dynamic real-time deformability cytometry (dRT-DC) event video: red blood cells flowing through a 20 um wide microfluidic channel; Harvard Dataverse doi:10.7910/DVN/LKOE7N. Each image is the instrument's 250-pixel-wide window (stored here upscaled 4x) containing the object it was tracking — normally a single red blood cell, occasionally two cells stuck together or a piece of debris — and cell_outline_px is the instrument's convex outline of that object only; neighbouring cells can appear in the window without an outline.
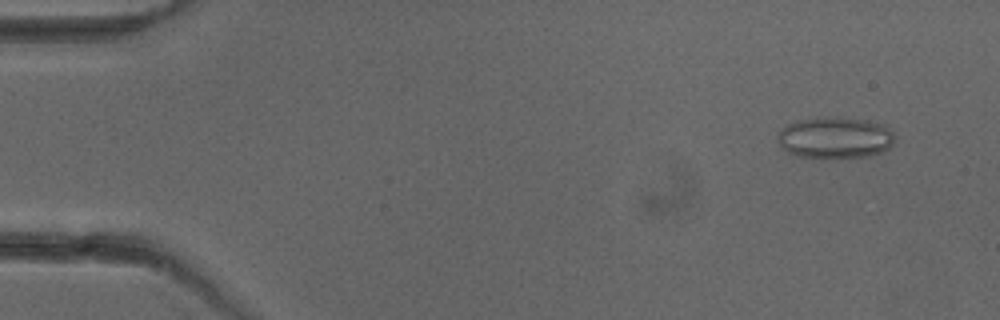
{"species": "common noctule bat (a hibernating species)", "species_latin": "Nyctalus noctula", "temperature_condition": "cold", "stored_images_in_passage": 30, "camera_frame_rate_fps": 3000, "um_per_image_px": 0.085, "animal": {"sex": "female"}, "frame": {"image": 1, "passage_image": 4, "time_ms": 1.0, "image_size_px": [1000, 320], "cell_outline_px": [[896, 136], [892, 144], [884, 152], [868, 156], [796, 156], [788, 152], [780, 144], [780, 128], [796, 120], [864, 120], [884, 124]], "centroid_in_image_um": [71.04, 11.73], "position_along_channel_um": 14.0, "area_um2": 26.82}}
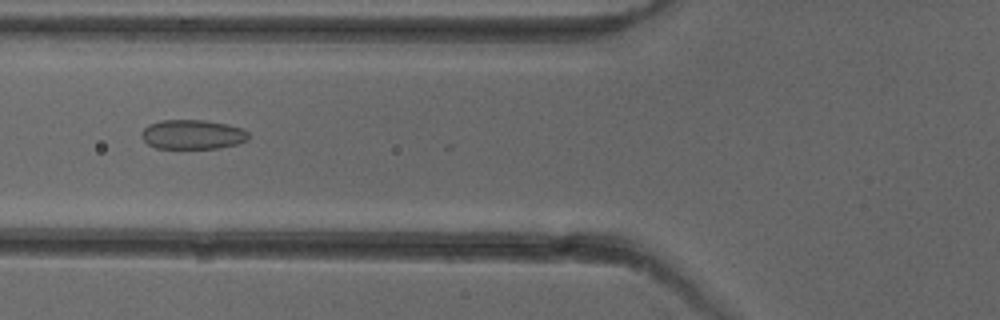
{"frame": {"image": 2, "passage_image": 20, "time_ms": 6.333, "image_size_px": [1000, 320], "cell_outline_px": [[248, 140], [236, 144], [216, 148], [156, 148], [148, 144], [140, 136], [140, 132], [148, 124], [164, 120], [204, 120], [228, 124], [244, 128], [248, 132]], "centroid_in_image_um": [16.36, 11.42], "position_along_channel_um": 109.4, "area_um2": 18.44}}
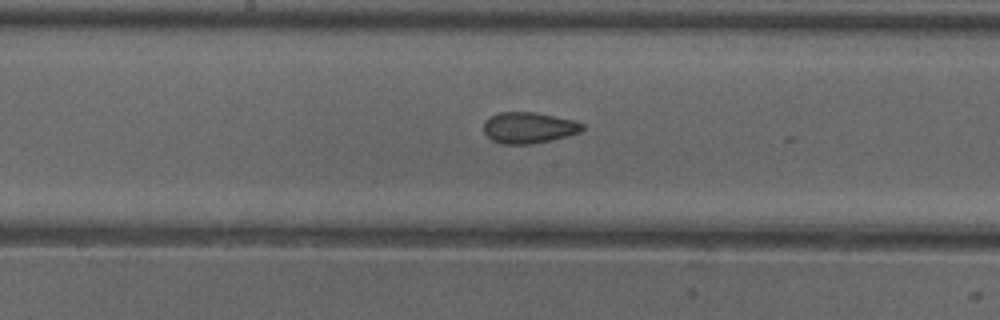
{"frame": {"image": 3, "passage_image": 27, "time_ms": 8.667, "image_size_px": [1000, 320], "cell_outline_px": [[584, 128], [580, 132], [568, 136], [552, 140], [528, 144], [500, 144], [492, 140], [484, 132], [484, 120], [500, 112], [532, 112], [572, 120], [584, 124]], "centroid_in_image_um": [44.93, 10.86], "position_along_channel_um": 203.3, "area_um2": 17.74}}